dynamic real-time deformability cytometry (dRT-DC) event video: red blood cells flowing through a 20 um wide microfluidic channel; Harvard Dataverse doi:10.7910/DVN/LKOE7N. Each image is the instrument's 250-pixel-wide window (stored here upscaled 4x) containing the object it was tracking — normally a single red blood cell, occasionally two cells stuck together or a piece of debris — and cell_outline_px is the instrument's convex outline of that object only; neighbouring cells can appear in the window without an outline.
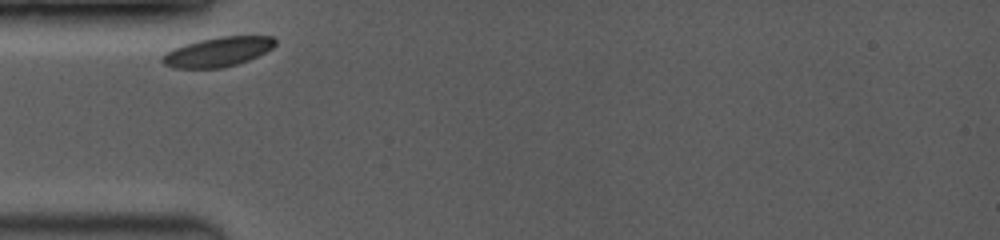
{"species": "common noctule bat (a hibernating species)", "species_latin": "Nyctalus noctula", "temperature_condition": "room temperature", "stored_images_in_passage": 8, "camera_frame_rate_fps": 3500, "um_per_image_px": 0.085, "animal": {"sex": "female", "body_mass_g": 19.0, "forearm_length_mm": 53.3}, "frame": {"image": 1, "passage_image": 1, "time_ms": 0.0, "image_size_px": [1000, 240], "cell_outline_px": [[276, 44], [272, 48], [248, 60], [236, 64], [220, 68], [172, 68], [164, 64], [160, 60], [160, 56], [172, 48], [184, 44], [200, 40], [220, 36], [272, 36], [276, 40]], "centroid_in_image_um": [18.46, 4.4], "position_along_channel_um": 66.5, "area_um2": 19.42}}
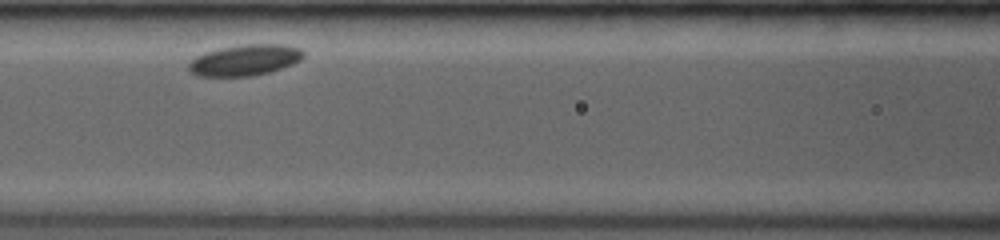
{"frame": {"image": 2, "passage_image": 5, "time_ms": 2.286, "image_size_px": [1000, 240], "cell_outline_px": [[304, 56], [300, 60], [292, 64], [268, 72], [252, 76], [196, 76], [188, 68], [188, 64], [196, 56], [204, 52], [220, 48], [244, 44], [284, 44], [300, 48], [304, 52]], "centroid_in_image_um": [20.81, 5.1], "position_along_channel_um": 145.8, "area_um2": 20.69}}
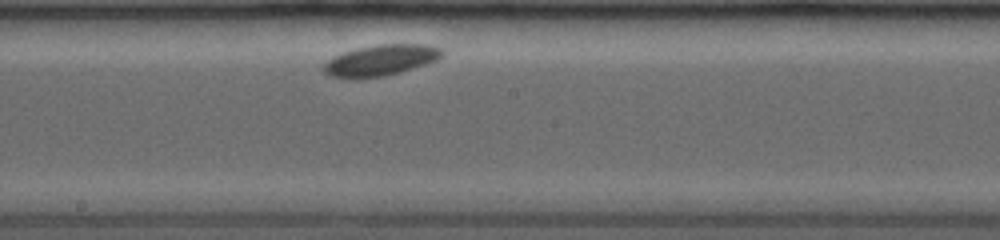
{"frame": {"image": 3, "passage_image": 8, "time_ms": 4.286, "image_size_px": [1000, 240], "cell_outline_px": [[444, 56], [436, 60], [400, 72], [384, 76], [356, 80], [352, 80], [332, 76], [324, 68], [324, 64], [332, 56], [356, 48], [372, 44], [428, 44], [444, 48]], "centroid_in_image_um": [32.39, 5.11], "position_along_channel_um": 215.8, "area_um2": 21.68}}